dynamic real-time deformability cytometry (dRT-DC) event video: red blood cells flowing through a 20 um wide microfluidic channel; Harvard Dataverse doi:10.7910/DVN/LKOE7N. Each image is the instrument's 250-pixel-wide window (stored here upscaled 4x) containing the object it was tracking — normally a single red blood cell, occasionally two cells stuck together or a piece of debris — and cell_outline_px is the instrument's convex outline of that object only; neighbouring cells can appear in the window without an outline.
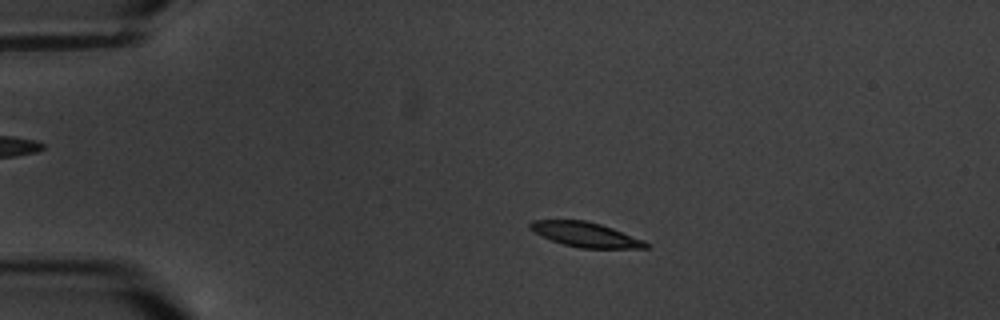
{"species": "common noctule bat (a hibernating species)", "species_latin": "Nyctalus noctula", "temperature_condition": "warm", "stored_images_in_passage": 6, "camera_frame_rate_fps": 3000, "um_per_image_px": 0.085, "animal": {"sex": "male", "body_mass_g": 20.1, "forearm_length_mm": 53.5}, "frame": {"image": 1, "passage_image": 3, "time_ms": 2.333, "image_size_px": [1000, 320], "cell_outline_px": [[652, 244], [648, 248], [580, 248], [564, 244], [552, 240], [528, 228], [528, 224], [532, 220], [584, 220], [600, 224], [612, 228], [644, 240]], "centroid_in_image_um": [49.81, 19.94], "position_along_channel_um": 35.2, "area_um2": 16.53}}
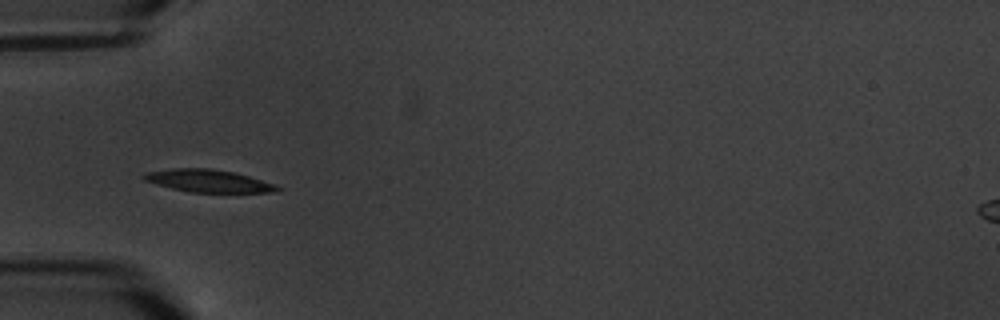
{"frame": {"image": 2, "passage_image": 5, "time_ms": 4.667, "image_size_px": [1000, 320], "cell_outline_px": [[284, 188], [280, 192], [188, 192], [156, 184], [144, 180], [140, 176], [148, 172], [172, 168], [212, 168], [236, 172], [276, 184]], "centroid_in_image_um": [17.77, 15.37], "position_along_channel_um": 67.2, "area_um2": 17.74}}